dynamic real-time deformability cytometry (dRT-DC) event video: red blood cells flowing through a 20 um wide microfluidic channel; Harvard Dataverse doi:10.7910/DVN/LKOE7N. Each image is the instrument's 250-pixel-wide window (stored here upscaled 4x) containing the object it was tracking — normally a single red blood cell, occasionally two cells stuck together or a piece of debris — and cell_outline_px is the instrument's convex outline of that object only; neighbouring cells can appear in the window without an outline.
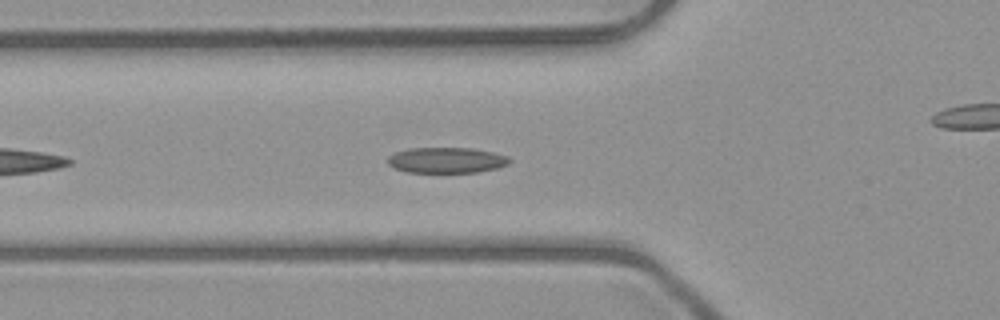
{"species": "common noctule bat (a hibernating species)", "species_latin": "Nyctalus noctula", "temperature_condition": "room temperature", "stored_images_in_passage": 10, "camera_frame_rate_fps": 3000, "um_per_image_px": 0.085, "animal": {"sex": "male", "body_mass_g": 23.1, "forearm_length_mm": 52.7}, "frame": {"image": 1, "passage_image": 6, "time_ms": 1.667, "image_size_px": [1000, 320], "cell_outline_px": [[512, 160], [508, 164], [496, 168], [476, 172], [408, 172], [392, 168], [388, 164], [388, 156], [396, 152], [412, 148], [472, 148], [492, 152], [508, 156]], "centroid_in_image_um": [37.95, 13.61], "position_along_channel_um": 87.9, "area_um2": 18.15}}